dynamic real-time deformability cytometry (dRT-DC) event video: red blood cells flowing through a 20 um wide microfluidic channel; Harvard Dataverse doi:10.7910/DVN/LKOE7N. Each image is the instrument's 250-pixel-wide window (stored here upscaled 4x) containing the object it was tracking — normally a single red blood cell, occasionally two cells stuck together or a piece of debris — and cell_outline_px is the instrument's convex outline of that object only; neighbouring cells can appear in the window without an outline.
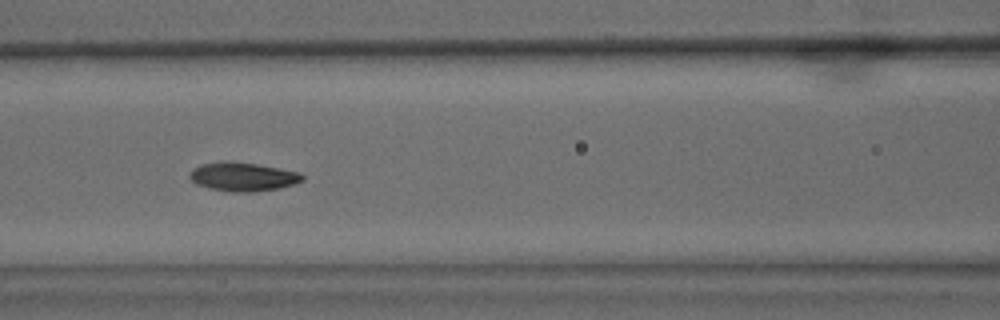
{"species": "common noctule bat (a hibernating species)", "species_latin": "Nyctalus noctula", "temperature_condition": "warm", "stored_images_in_passage": 34, "camera_frame_rate_fps": 3000, "um_per_image_px": 0.085, "animal": {"sex": "male", "body_mass_g": 15.6}, "frame": {"image": 1, "passage_image": 10, "time_ms": 3.0, "image_size_px": [1000, 320], "cell_outline_px": [[304, 180], [280, 188], [252, 192], [232, 192], [208, 188], [196, 184], [188, 176], [192, 168], [200, 164], [224, 160], [228, 160], [256, 164], [300, 172], [304, 176]], "centroid_in_image_um": [20.6, 15.01], "position_along_channel_um": 146.0, "area_um2": 19.07}}
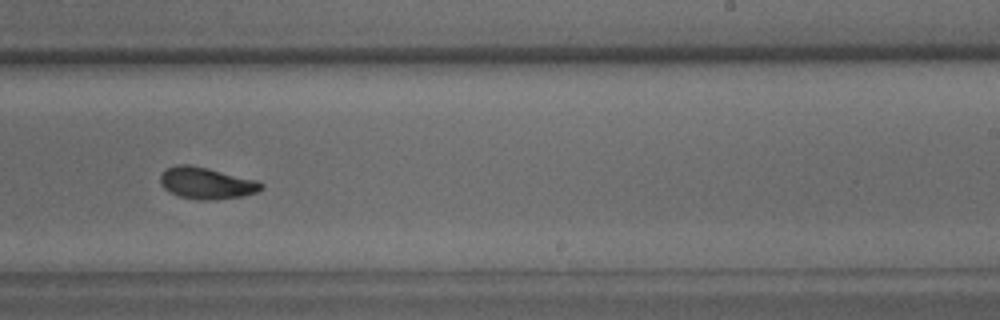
{"frame": {"image": 2, "passage_image": 20, "time_ms": 6.333, "image_size_px": [1000, 320], "cell_outline_px": [[264, 188], [256, 192], [244, 196], [216, 200], [200, 200], [180, 196], [164, 188], [160, 184], [160, 176], [168, 168], [176, 164], [188, 164], [208, 168], [256, 180], [264, 184]], "centroid_in_image_um": [17.58, 15.57], "position_along_channel_um": 271.4, "area_um2": 18.55}, "authors_computed_cell_mechanics": {"area_um2": 18.0625, "velocity_mm_per_s": 3.7749, "shape_relaxation_time_tau1_ms": 4.3469, "shape_relaxation_time_tau2_ms": 3.0877, "deformation_change_tau1": 0.1249, "deformation_change_tau2": 0.0824}}